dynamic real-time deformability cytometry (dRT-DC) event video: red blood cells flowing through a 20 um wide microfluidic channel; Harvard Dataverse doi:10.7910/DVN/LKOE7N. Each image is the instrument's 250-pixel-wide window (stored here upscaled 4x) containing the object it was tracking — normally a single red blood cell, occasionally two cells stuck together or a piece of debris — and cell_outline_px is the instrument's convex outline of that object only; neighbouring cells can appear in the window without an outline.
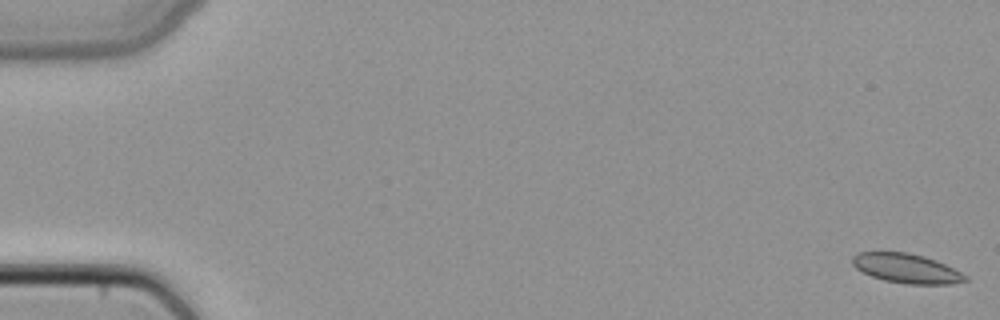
{"species": "common noctule bat (a hibernating species)", "species_latin": "Nyctalus noctula", "temperature_condition": "cold", "stored_images_in_passage": 50, "camera_frame_rate_fps": 3000, "um_per_image_px": 0.085, "animal": {"sex": "female", "body_mass_g": 22.7, "forearm_length_mm": 54.2}, "frame": {"image": 1, "passage_image": 1, "time_ms": 0.0, "image_size_px": [1000, 320], "cell_outline_px": [[968, 280], [948, 284], [908, 284], [884, 280], [872, 276], [856, 268], [852, 264], [852, 256], [856, 252], [880, 248], [908, 252], [924, 256], [936, 260], [968, 276]], "centroid_in_image_um": [76.95, 22.75], "position_along_channel_um": 8.0, "area_um2": 20.0}}
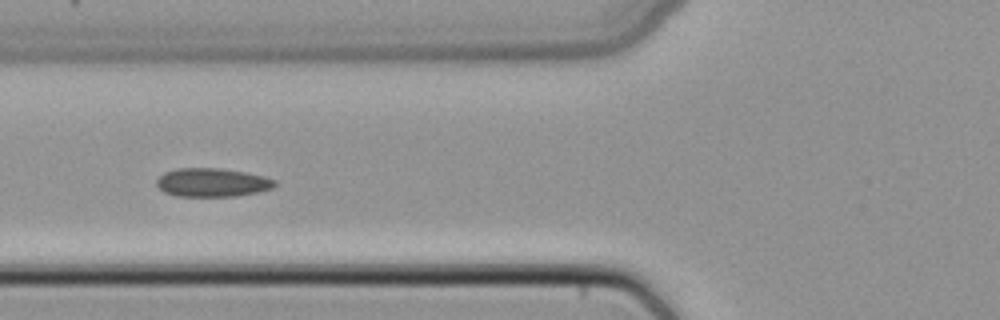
{"frame": {"image": 2, "passage_image": 20, "time_ms": 6.333, "image_size_px": [1000, 320], "cell_outline_px": [[276, 184], [272, 188], [260, 192], [236, 196], [176, 196], [164, 192], [156, 184], [156, 180], [164, 172], [176, 168], [220, 168], [244, 172], [264, 176], [276, 180]], "centroid_in_image_um": [18.04, 15.51], "position_along_channel_um": 107.8, "area_um2": 19.77}}
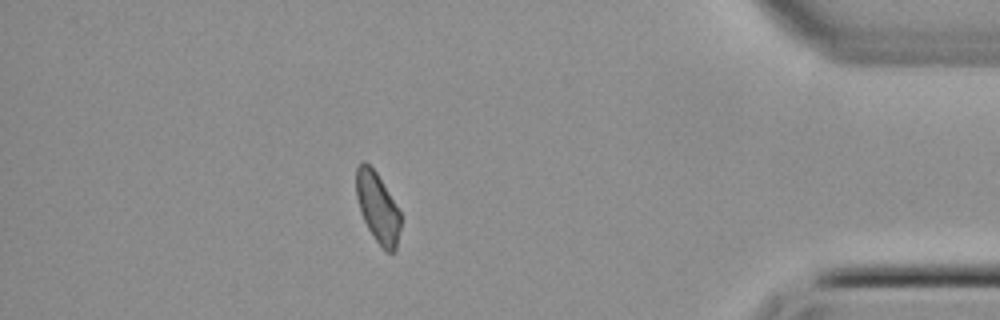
{"frame": {"image": 3, "passage_image": 44, "time_ms": 14.333, "image_size_px": [1000, 320], "cell_outline_px": [[400, 228], [396, 252], [388, 252], [376, 240], [368, 228], [360, 212], [356, 196], [356, 168], [364, 160], [376, 172], [400, 212]], "centroid_in_image_um": [32.09, 17.65], "position_along_channel_um": 403.1, "area_um2": 17.8}}